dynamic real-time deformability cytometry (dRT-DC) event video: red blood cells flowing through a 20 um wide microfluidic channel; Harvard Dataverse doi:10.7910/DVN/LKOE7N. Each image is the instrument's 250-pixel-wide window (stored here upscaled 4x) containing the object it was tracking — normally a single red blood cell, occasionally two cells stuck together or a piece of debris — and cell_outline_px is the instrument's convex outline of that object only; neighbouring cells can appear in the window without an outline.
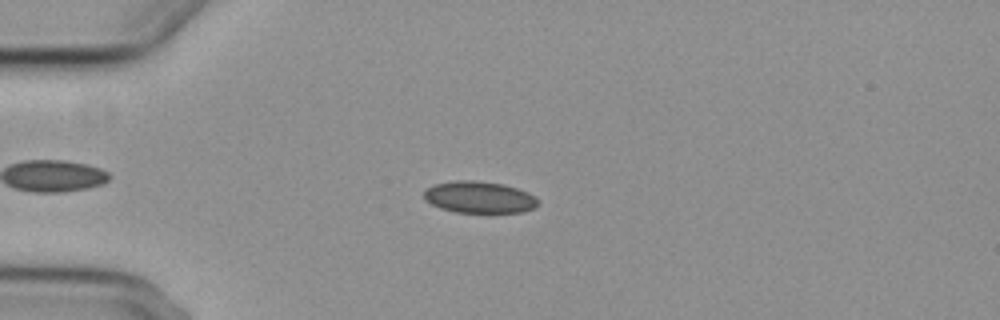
{"species": "common noctule bat (a hibernating species)", "species_latin": "Nyctalus noctula", "temperature_condition": "cold", "stored_images_in_passage": 2, "camera_frame_rate_fps": 3000, "um_per_image_px": 0.085, "animal": {"sex": "female", "body_mass_g": 29.2, "forearm_length_mm": 56.3}, "frame": {"image": 1, "passage_image": 2, "time_ms": 1.333, "image_size_px": [1000, 320], "cell_outline_px": [[540, 200], [536, 208], [524, 212], [456, 212], [440, 208], [424, 200], [424, 192], [432, 184], [456, 180], [472, 180], [504, 184], [528, 192]], "centroid_in_image_um": [40.75, 16.76], "position_along_channel_um": 44.2, "area_um2": 21.21}}